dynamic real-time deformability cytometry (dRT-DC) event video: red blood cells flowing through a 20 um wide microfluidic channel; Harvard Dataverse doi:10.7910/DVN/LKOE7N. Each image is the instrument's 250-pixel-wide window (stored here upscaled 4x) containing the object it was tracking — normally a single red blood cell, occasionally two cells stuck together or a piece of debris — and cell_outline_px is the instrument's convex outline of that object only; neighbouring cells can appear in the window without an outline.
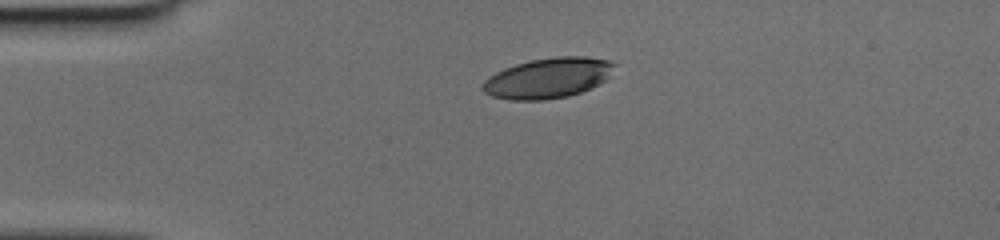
{"species": "human", "species_latin": "Homo sapiens", "temperature_condition": "cold", "stored_images_in_passage": 39, "camera_frame_rate_fps": 3000, "um_per_image_px": 0.085, "donor": {"sex": "female"}, "frame": {"image": 1, "passage_image": 1, "time_ms": 0.0, "image_size_px": [1000, 240], "cell_outline_px": [[616, 64], [608, 80], [600, 84], [580, 92], [568, 96], [544, 100], [512, 100], [492, 96], [484, 92], [480, 88], [484, 80], [488, 76], [504, 68], [516, 64], [532, 60], [556, 56], [588, 56], [608, 60]], "centroid_in_image_um": [46.59, 6.63], "position_along_channel_um": 38.4, "area_um2": 31.21}}
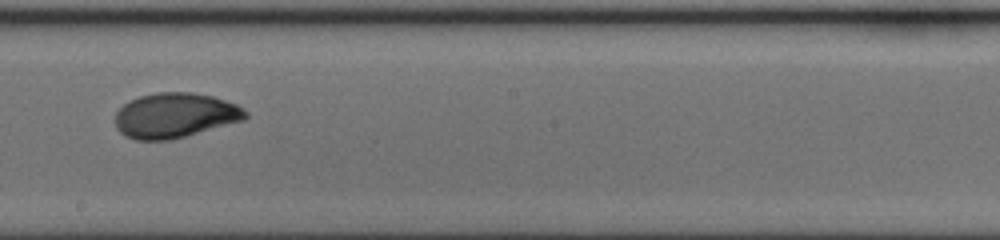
{"frame": {"image": 2, "passage_image": 18, "time_ms": 5.667, "image_size_px": [1000, 240], "cell_outline_px": [[248, 116], [244, 120], [184, 136], [168, 140], [136, 140], [124, 136], [116, 128], [116, 112], [128, 100], [140, 96], [156, 92], [192, 92], [212, 96], [236, 104], [248, 112]], "centroid_in_image_um": [14.85, 9.8], "position_along_channel_um": 233.3, "area_um2": 34.04}}
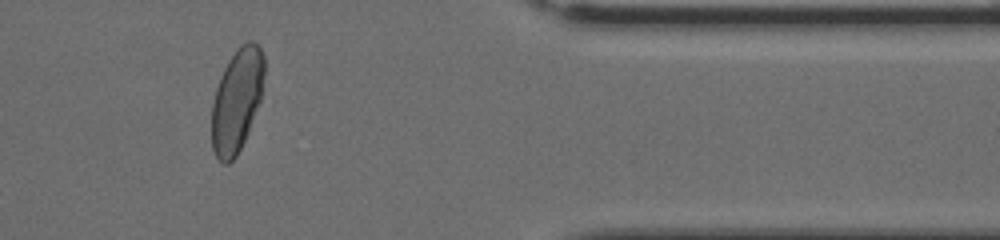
{"frame": {"image": 3, "passage_image": 31, "time_ms": 10.0, "image_size_px": [1000, 240], "cell_outline_px": [[264, 72], [260, 100], [248, 132], [236, 156], [228, 164], [224, 164], [216, 156], [212, 148], [212, 104], [216, 88], [220, 76], [228, 60], [240, 44], [248, 40], [252, 40], [260, 48], [264, 56]], "centroid_in_image_um": [20.12, 8.5], "position_along_channel_um": 391.3, "area_um2": 31.44}}